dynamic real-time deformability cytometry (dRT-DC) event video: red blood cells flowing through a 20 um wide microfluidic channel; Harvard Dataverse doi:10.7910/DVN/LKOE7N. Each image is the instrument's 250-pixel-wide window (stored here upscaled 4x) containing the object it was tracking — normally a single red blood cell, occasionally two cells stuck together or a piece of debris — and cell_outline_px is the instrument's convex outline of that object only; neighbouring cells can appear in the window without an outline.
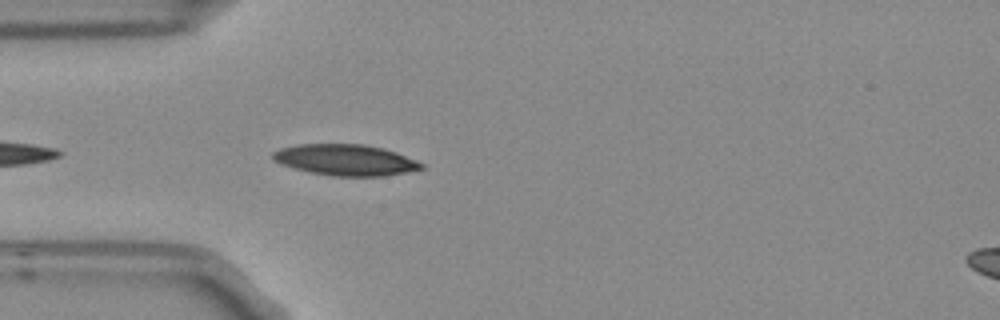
{"species": "Egyptian fruit bat (a non-hibernating species)", "species_latin": "Rousettus aegyptiacus", "temperature_condition": "room temperature", "stored_images_in_passage": 5, "camera_frame_rate_fps": 3000, "um_per_image_px": 0.085, "frame": {"image": 1, "passage_image": 5, "time_ms": 1.333, "image_size_px": [1000, 320], "cell_outline_px": [[424, 168], [384, 176], [332, 176], [312, 172], [280, 164], [272, 160], [272, 152], [280, 148], [296, 144], [364, 144], [384, 148], [396, 152], [416, 160], [424, 164]], "centroid_in_image_um": [29.35, 13.58], "position_along_channel_um": 55.7, "area_um2": 26.88}}